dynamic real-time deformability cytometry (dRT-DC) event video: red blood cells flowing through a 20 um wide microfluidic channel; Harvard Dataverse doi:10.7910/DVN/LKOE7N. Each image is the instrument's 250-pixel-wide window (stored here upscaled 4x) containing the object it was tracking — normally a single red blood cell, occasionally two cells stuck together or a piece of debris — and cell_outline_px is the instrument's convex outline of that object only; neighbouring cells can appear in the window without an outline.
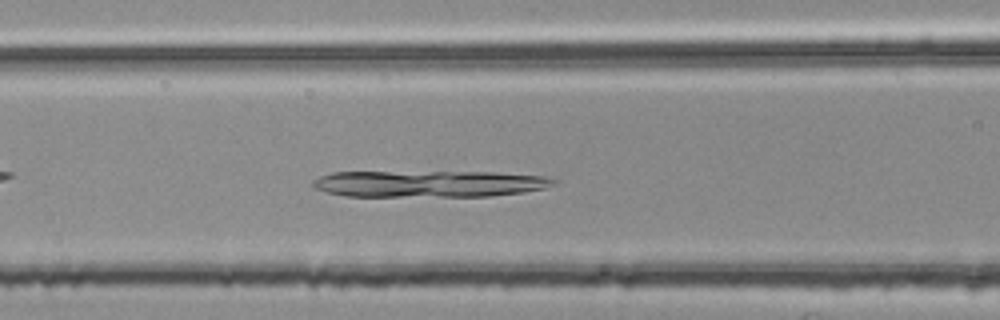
{"species": "common noctule bat (a hibernating species)", "species_latin": "Nyctalus noctula", "temperature_condition": "room temperature", "stored_images_in_passage": 39, "camera_frame_rate_fps": 3000, "um_per_image_px": 0.085, "animal": {"sex": "female", "body_mass_g": 25.1}, "frame": {"image": 1, "passage_image": 10, "time_ms": 3.0, "image_size_px": [1000, 320], "cell_outline_px": [[556, 184], [544, 188], [524, 192], [492, 196], [344, 196], [312, 188], [312, 180], [320, 176], [332, 172], [492, 172], [540, 176], [556, 180]], "centroid_in_image_um": [36.42, 15.62], "position_along_channel_um": 130.2, "area_um2": 37.28}}
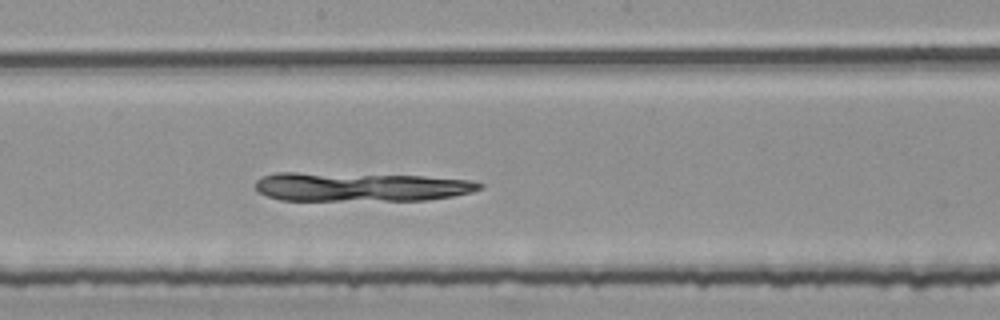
{"frame": {"image": 2, "passage_image": 17, "time_ms": 5.333, "image_size_px": [1000, 320], "cell_outline_px": [[484, 188], [472, 192], [452, 196], [428, 200], [280, 200], [268, 196], [260, 192], [256, 188], [256, 180], [264, 176], [276, 172], [296, 172], [424, 176], [468, 180], [484, 184]], "centroid_in_image_um": [30.66, 15.88], "position_along_channel_um": 217.5, "area_um2": 37.8}}
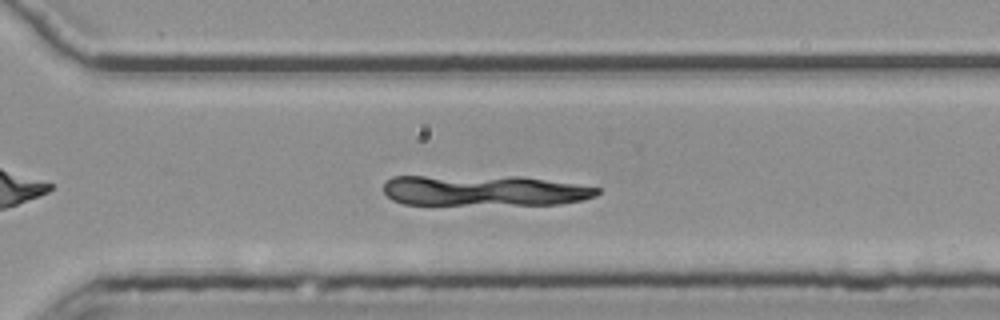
{"frame": {"image": 3, "passage_image": 26, "time_ms": 8.333, "image_size_px": [1000, 320], "cell_outline_px": [[600, 192], [596, 196], [584, 200], [560, 204], [404, 204], [392, 200], [384, 192], [384, 180], [392, 176], [520, 176], [576, 184], [600, 188]], "centroid_in_image_um": [41.14, 16.19], "position_along_channel_um": 329.5, "area_um2": 38.44}}